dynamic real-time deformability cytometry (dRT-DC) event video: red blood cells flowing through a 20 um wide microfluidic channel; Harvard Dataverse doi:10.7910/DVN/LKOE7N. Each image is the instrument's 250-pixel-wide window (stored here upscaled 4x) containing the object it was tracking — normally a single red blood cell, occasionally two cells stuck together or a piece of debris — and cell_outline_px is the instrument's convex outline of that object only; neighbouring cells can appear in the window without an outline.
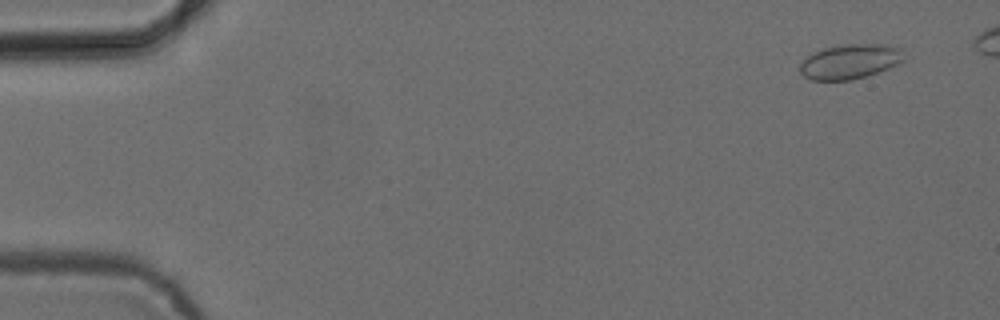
{"species": "common noctule bat (a hibernating species)", "species_latin": "Nyctalus noctula", "temperature_condition": "cold", "stored_images_in_passage": 49, "camera_frame_rate_fps": 3000, "um_per_image_px": 0.085, "animal": {"sex": "female", "body_mass_g": 24.6, "forearm_length_mm": 56.2}, "frame": {"image": 1, "passage_image": 4, "time_ms": 1.0, "image_size_px": [1000, 320], "cell_outline_px": [[904, 60], [888, 68], [852, 80], [812, 80], [804, 76], [800, 72], [800, 64], [812, 52], [824, 48], [844, 44], [888, 44], [900, 48]], "centroid_in_image_um": [72.23, 5.22], "position_along_channel_um": 12.8, "area_um2": 20.87}}
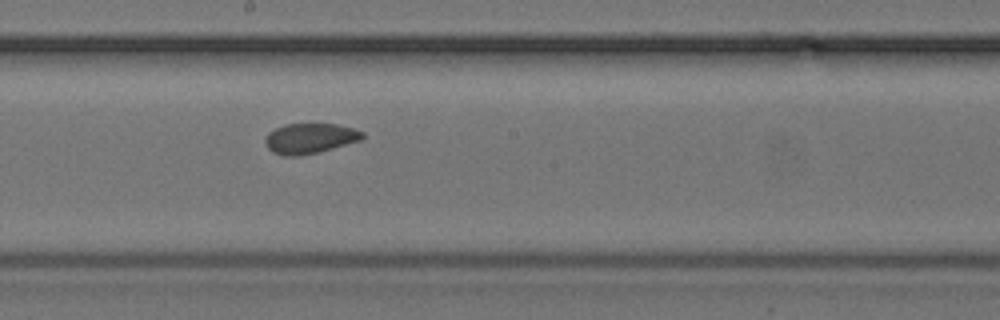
{"frame": {"image": 2, "passage_image": 30, "time_ms": 9.667, "image_size_px": [1000, 320], "cell_outline_px": [[364, 136], [360, 140], [332, 148], [300, 156], [284, 156], [272, 152], [268, 148], [264, 140], [268, 132], [284, 124], [336, 124], [352, 128], [364, 132]], "centroid_in_image_um": [26.3, 11.76], "position_along_channel_um": 221.9, "area_um2": 16.99}}
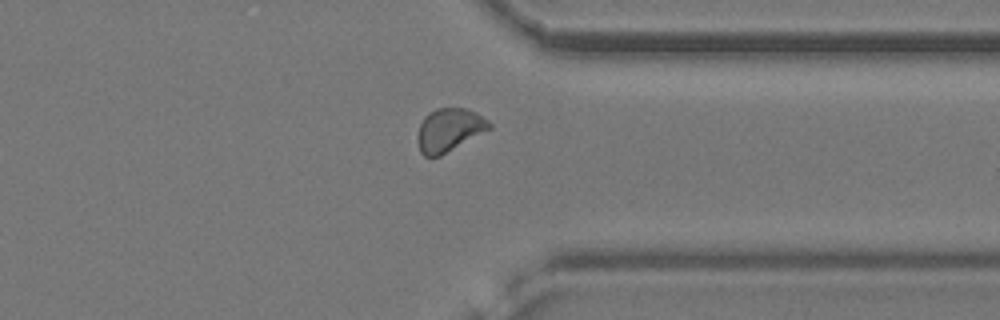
{"frame": {"image": 3, "passage_image": 42, "time_ms": 13.667, "image_size_px": [1000, 320], "cell_outline_px": [[492, 128], [440, 156], [424, 156], [420, 152], [416, 140], [416, 136], [420, 124], [424, 116], [428, 112], [436, 108], [468, 108], [476, 112], [488, 120], [492, 124]], "centroid_in_image_um": [38.16, 11.03], "position_along_channel_um": 373.2, "area_um2": 18.26}}